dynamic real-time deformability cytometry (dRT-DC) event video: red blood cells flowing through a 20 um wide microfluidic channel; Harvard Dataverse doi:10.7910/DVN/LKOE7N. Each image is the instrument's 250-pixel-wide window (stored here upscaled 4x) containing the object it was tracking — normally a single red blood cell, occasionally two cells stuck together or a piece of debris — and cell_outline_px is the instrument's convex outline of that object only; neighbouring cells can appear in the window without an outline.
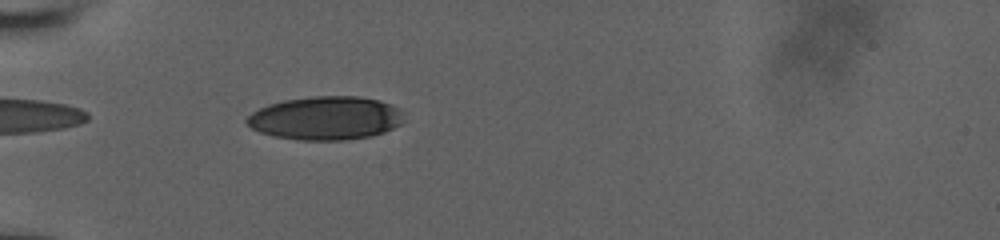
{"species": "human", "species_latin": "Homo sapiens", "temperature_condition": "room temperature", "stored_images_in_passage": 33, "camera_frame_rate_fps": 3000, "um_per_image_px": 0.085, "donor": {"sex": "male"}, "frame": {"image": 1, "passage_image": 3, "time_ms": 0.667, "image_size_px": [1000, 240], "cell_outline_px": [[400, 124], [384, 132], [372, 136], [344, 140], [300, 140], [272, 136], [260, 132], [252, 128], [244, 120], [252, 112], [268, 104], [284, 100], [312, 96], [360, 96], [380, 100], [392, 104], [400, 112]], "centroid_in_image_um": [27.64, 10.04], "position_along_channel_um": 57.4, "area_um2": 39.71}}
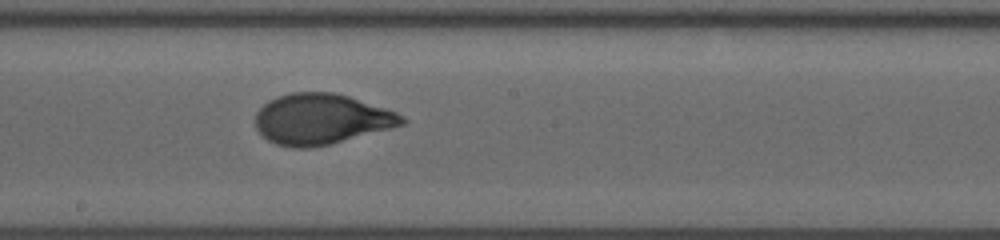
{"frame": {"image": 2, "passage_image": 15, "time_ms": 5.333, "image_size_px": [1000, 240], "cell_outline_px": [[408, 120], [404, 124], [392, 128], [328, 144], [308, 148], [292, 148], [276, 144], [268, 140], [256, 128], [256, 112], [268, 100], [276, 96], [292, 92], [332, 92], [348, 96], [396, 112], [404, 116]], "centroid_in_image_um": [27.29, 10.12], "position_along_channel_um": 220.9, "area_um2": 43.0}}
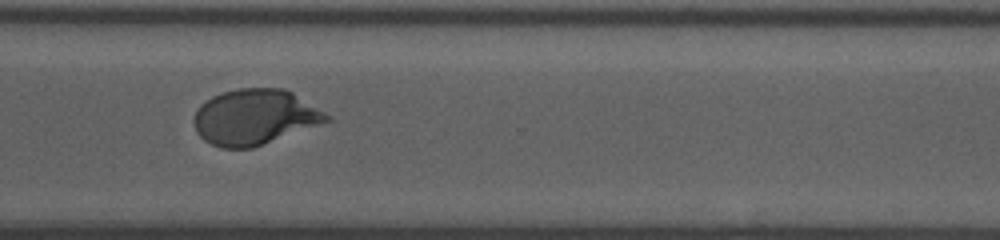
{"frame": {"image": 3, "passage_image": 23, "time_ms": 8.667, "image_size_px": [1000, 240], "cell_outline_px": [[332, 120], [252, 148], [220, 148], [204, 140], [196, 132], [196, 112], [200, 104], [212, 96], [224, 92], [240, 88], [284, 88], [292, 92], [332, 116]], "centroid_in_image_um": [21.68, 9.95], "position_along_channel_um": 348.9, "area_um2": 42.6}, "authors_computed_cell_mechanics": {"area_um2": 42.4252, "velocity_mm_per_s": 3.8408, "shape_relaxation_time_tau1_ms": 4.5439, "shape_relaxation_time_tau2_ms": null, "deformation_change_tau1": 0.2107, "deformation_change_tau2": null}}